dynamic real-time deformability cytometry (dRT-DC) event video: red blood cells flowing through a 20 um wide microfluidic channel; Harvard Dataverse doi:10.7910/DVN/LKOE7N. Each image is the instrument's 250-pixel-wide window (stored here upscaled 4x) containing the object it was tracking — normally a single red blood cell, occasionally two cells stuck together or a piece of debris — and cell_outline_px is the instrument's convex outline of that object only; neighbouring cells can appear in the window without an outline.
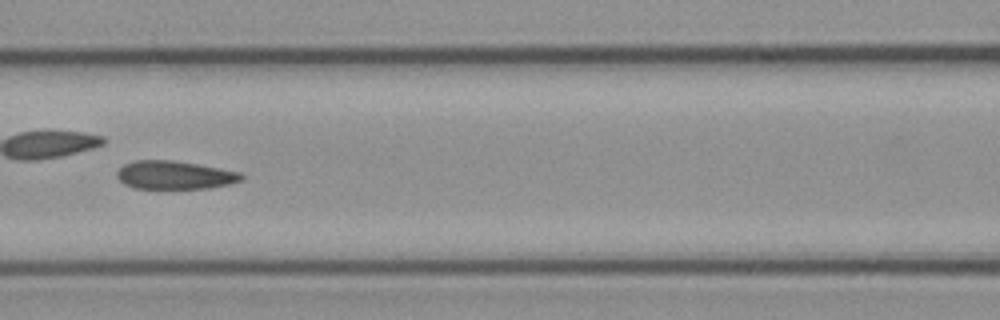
{"species": "common noctule bat (a hibernating species)", "species_latin": "Nyctalus noctula", "temperature_condition": "cold", "stored_images_in_passage": 51, "camera_frame_rate_fps": 3000, "um_per_image_px": 0.085, "animal": {"sex": "female", "body_mass_g": 21.9}, "frame": {"image": 1, "passage_image": 22, "time_ms": 7.0, "image_size_px": [1000, 320], "cell_outline_px": [[244, 180], [228, 184], [208, 188], [132, 188], [124, 184], [116, 176], [116, 172], [124, 164], [136, 160], [172, 160], [196, 164], [240, 172], [244, 176]], "centroid_in_image_um": [14.83, 14.88], "position_along_channel_um": 151.8, "area_um2": 20.4}, "authors_computed_cell_mechanics": {"area_um2": 21.2126, "velocity_mm_per_s": 3.8972, "shape_relaxation_time_tau1_ms": null, "shape_relaxation_time_tau2_ms": 1.9255, "deformation_change_tau1": null, "deformation_change_tau2": 0.0842}}